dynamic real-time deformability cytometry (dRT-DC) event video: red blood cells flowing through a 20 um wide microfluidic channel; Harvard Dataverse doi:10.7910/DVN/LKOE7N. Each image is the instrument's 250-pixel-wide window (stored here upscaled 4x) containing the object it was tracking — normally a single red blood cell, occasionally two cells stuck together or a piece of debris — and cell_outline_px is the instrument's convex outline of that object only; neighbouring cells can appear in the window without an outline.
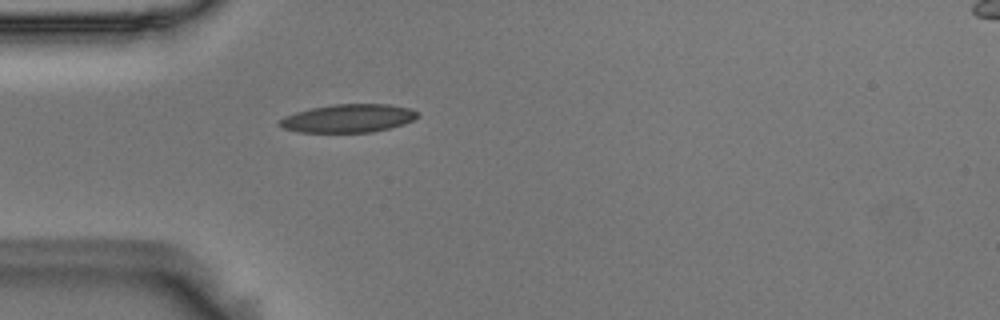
{"species": "Egyptian fruit bat (a non-hibernating species)", "species_latin": "Rousettus aegyptiacus", "temperature_condition": "room temperature", "stored_images_in_passage": 1, "camera_frame_rate_fps": 3000, "um_per_image_px": 0.085, "animal": {"sex": "male"}, "frame": {"image": 1, "passage_image": 1, "time_ms": 0.0, "image_size_px": [1000, 320], "cell_outline_px": [[420, 116], [412, 120], [388, 128], [372, 132], [300, 132], [280, 128], [276, 124], [284, 116], [296, 112], [312, 108], [332, 104], [388, 104], [408, 108], [416, 112]], "centroid_in_image_um": [29.53, 10.06], "position_along_channel_um": 55.5, "area_um2": 22.54}}